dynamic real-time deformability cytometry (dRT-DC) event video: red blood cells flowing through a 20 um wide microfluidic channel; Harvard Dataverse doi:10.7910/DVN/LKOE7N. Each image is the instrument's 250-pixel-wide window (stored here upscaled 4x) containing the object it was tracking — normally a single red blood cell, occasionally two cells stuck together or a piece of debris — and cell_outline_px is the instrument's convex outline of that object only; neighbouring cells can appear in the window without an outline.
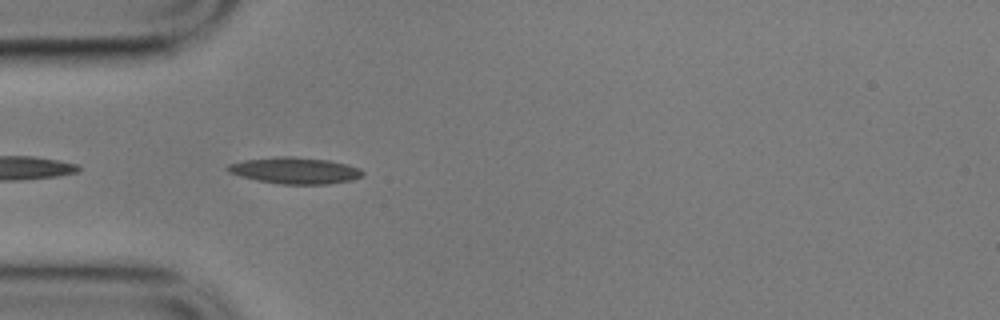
{"species": "common noctule bat (a hibernating species)", "species_latin": "Nyctalus noctula", "temperature_condition": "cold", "stored_images_in_passage": 11, "camera_frame_rate_fps": 3000, "um_per_image_px": 0.085, "animal": {"sex": "male", "body_mass_g": 17.9}, "frame": {"image": 1, "passage_image": 5, "time_ms": 1.333, "image_size_px": [1000, 320], "cell_outline_px": [[364, 176], [352, 180], [328, 184], [280, 184], [256, 180], [228, 172], [224, 168], [228, 164], [244, 160], [276, 156], [292, 156], [328, 160], [348, 164], [360, 168], [364, 172]], "centroid_in_image_um": [25.08, 14.49], "position_along_channel_um": 59.9, "area_um2": 20.98}}
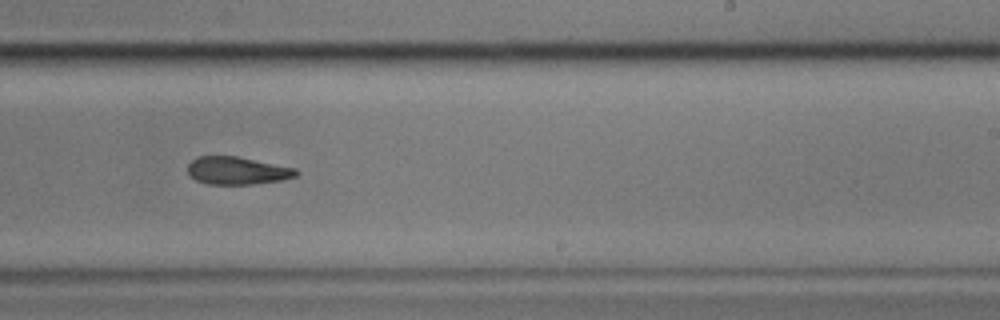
{"frame": {"image": 2, "passage_image": 10, "time_ms": 3.0, "image_size_px": [1000, 320], "cell_outline_px": [[300, 172], [296, 176], [280, 180], [252, 184], [208, 184], [196, 180], [188, 172], [188, 164], [196, 156], [236, 156], [296, 168]], "centroid_in_image_um": [20.16, 14.5], "position_along_channel_um": 268.8, "area_um2": 17.4}}
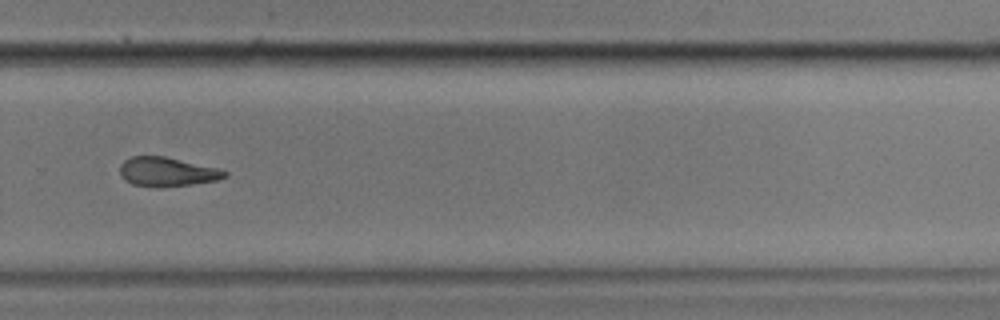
{"frame": {"image": 3, "passage_image": 11, "time_ms": 3.333, "image_size_px": [1000, 320], "cell_outline_px": [[228, 176], [216, 180], [192, 184], [132, 184], [120, 176], [120, 164], [124, 160], [132, 156], [164, 156], [216, 168], [228, 172]], "centroid_in_image_um": [14.19, 14.55], "position_along_channel_um": 315.6, "area_um2": 16.88}}